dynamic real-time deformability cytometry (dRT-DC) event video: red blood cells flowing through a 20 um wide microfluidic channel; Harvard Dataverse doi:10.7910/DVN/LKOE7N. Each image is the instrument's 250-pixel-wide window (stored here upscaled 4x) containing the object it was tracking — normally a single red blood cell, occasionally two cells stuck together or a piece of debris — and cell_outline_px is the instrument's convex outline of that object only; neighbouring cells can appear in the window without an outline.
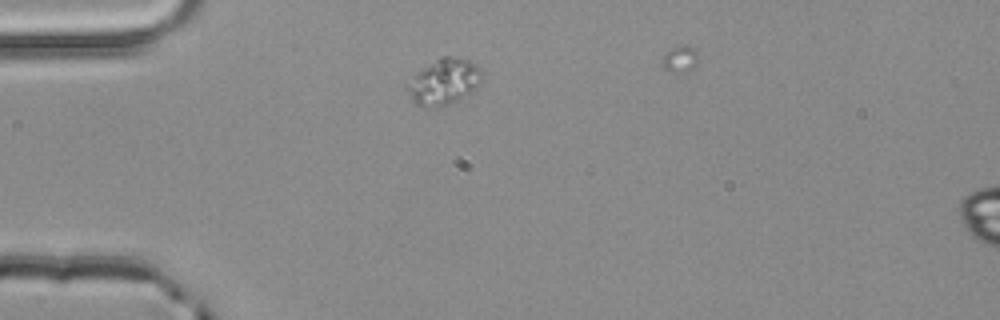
{"species": "common noctule bat (a hibernating species)", "species_latin": "Nyctalus noctula", "temperature_condition": "room temperature", "stored_images_in_passage": 2, "camera_frame_rate_fps": 3000, "um_per_image_px": 0.085, "animal": {"sex": "male", "body_mass_g": 20.4}, "frame": {"image": 1, "passage_image": 1, "time_ms": 0.0, "image_size_px": [1000, 320], "cell_outline_px": [[484, 76], [480, 84], [472, 92], [448, 104], [416, 104], [404, 88], [404, 84], [416, 72], [440, 56], [448, 56], [468, 60], [476, 64], [484, 72]], "centroid_in_image_um": [37.75, 6.88], "position_along_channel_um": 47.3, "area_um2": 19.77}}